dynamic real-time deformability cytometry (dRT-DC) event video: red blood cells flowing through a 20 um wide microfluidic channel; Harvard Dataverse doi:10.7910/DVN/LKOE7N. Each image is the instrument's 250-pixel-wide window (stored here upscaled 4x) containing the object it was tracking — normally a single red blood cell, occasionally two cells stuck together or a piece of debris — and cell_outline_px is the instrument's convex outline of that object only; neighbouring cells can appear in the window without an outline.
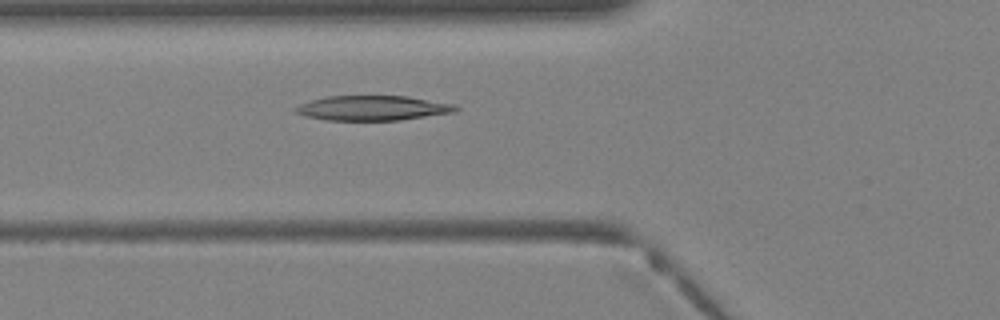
{"species": "Egyptian fruit bat (a non-hibernating species)", "species_latin": "Rousettus aegyptiacus", "temperature_condition": "warm", "stored_images_in_passage": 39, "camera_frame_rate_fps": 3000, "um_per_image_px": 0.085, "animal": {"sex": "female"}, "frame": {"image": 1, "passage_image": 14, "time_ms": 4.333, "image_size_px": [1000, 320], "cell_outline_px": [[460, 108], [456, 112], [400, 120], [324, 120], [304, 116], [296, 112], [292, 108], [308, 100], [324, 96], [408, 96], [456, 104]], "centroid_in_image_um": [31.67, 9.18], "position_along_channel_um": 94.1, "area_um2": 23.47}}
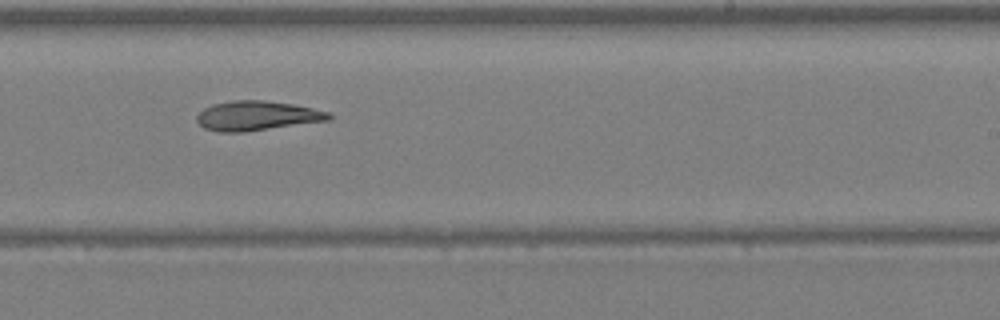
{"frame": {"image": 2, "passage_image": 24, "time_ms": 7.667, "image_size_px": [1000, 320], "cell_outline_px": [[332, 120], [244, 132], [220, 132], [204, 128], [196, 120], [196, 116], [204, 108], [212, 104], [232, 100], [264, 100], [292, 104], [312, 108], [328, 112], [332, 116]], "centroid_in_image_um": [21.84, 9.84], "position_along_channel_um": 267.2, "area_um2": 22.77}}
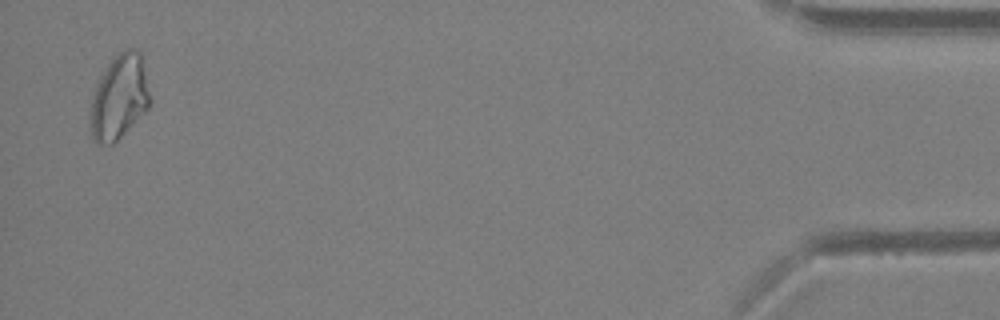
{"frame": {"image": 3, "passage_image": 38, "time_ms": 12.333, "image_size_px": [1000, 320], "cell_outline_px": [[152, 104], [112, 144], [96, 144], [92, 140], [92, 96], [96, 84], [100, 76], [108, 64], [124, 48], [132, 48], [140, 52], [152, 100]], "centroid_in_image_um": [10.16, 8.23], "position_along_channel_um": 425.0, "area_um2": 28.9}}